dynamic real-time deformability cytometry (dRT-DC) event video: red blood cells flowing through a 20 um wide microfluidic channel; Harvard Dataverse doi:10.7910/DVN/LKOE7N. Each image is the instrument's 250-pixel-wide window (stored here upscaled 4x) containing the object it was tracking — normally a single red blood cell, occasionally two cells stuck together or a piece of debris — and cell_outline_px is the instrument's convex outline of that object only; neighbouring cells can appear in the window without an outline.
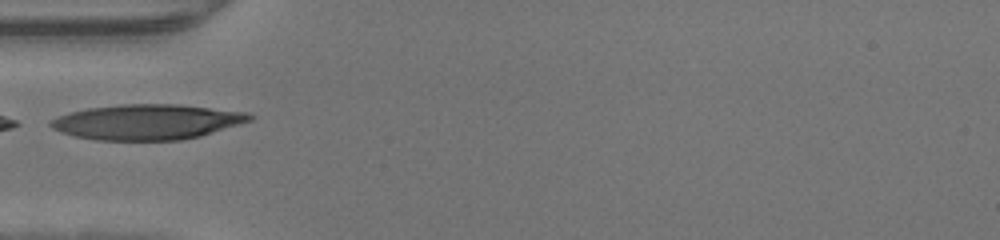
{"species": "human", "species_latin": "Homo sapiens", "temperature_condition": "warm", "stored_images_in_passage": 33, "camera_frame_rate_fps": 3000, "um_per_image_px": 0.085, "donor": {"sex": "male"}, "frame": {"image": 1, "passage_image": 1, "time_ms": 0.0, "image_size_px": [1000, 240], "cell_outline_px": [[256, 116], [252, 120], [240, 124], [200, 136], [180, 140], [96, 140], [76, 136], [60, 132], [52, 128], [48, 124], [48, 120], [72, 112], [88, 108], [120, 104], [176, 104], [252, 112]], "centroid_in_image_um": [12.55, 10.36], "position_along_channel_um": 72.5, "area_um2": 41.04}}
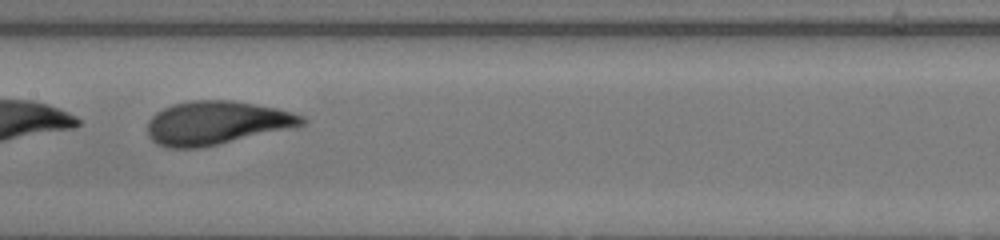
{"frame": {"image": 2, "passage_image": 9, "time_ms": 2.667, "image_size_px": [1000, 240], "cell_outline_px": [[308, 120], [304, 124], [296, 128], [200, 148], [168, 148], [156, 144], [148, 136], [148, 120], [156, 112], [172, 104], [192, 100], [232, 100], [276, 108], [292, 112], [304, 116]], "centroid_in_image_um": [18.43, 10.45], "position_along_channel_um": 189.0, "area_um2": 39.59}}
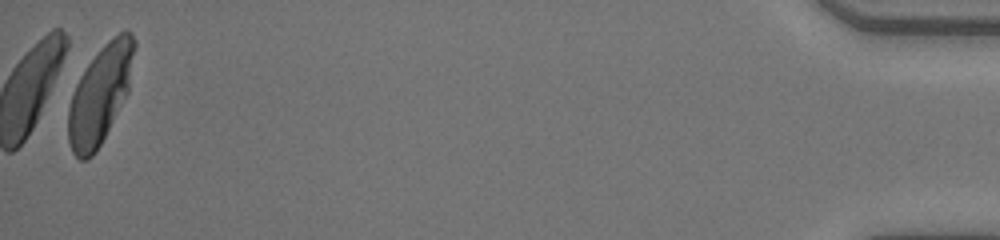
{"frame": {"image": 3, "passage_image": 32, "time_ms": 10.333, "image_size_px": [1000, 240], "cell_outline_px": [[136, 44], [128, 92], [96, 152], [88, 160], [80, 160], [72, 152], [68, 140], [68, 108], [76, 84], [80, 76], [96, 52], [112, 36], [128, 28], [132, 32], [136, 40]], "centroid_in_image_um": [8.52, 8.0], "position_along_channel_um": 426.7, "area_um2": 37.69}}